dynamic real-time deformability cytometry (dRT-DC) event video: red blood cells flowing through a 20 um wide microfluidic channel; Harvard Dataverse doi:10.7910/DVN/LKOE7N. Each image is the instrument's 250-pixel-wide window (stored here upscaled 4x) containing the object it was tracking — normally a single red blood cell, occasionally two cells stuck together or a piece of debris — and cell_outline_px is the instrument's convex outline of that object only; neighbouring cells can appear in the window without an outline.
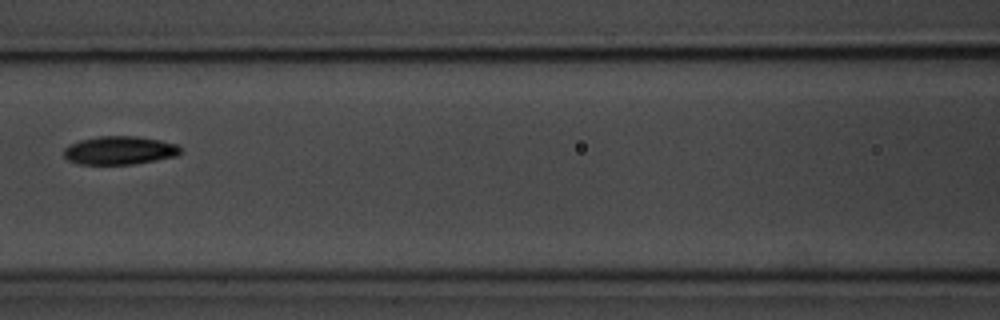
{"species": "common noctule bat (a hibernating species)", "species_latin": "Nyctalus noctula", "temperature_condition": "room temperature", "stored_images_in_passage": 5, "camera_frame_rate_fps": 3000, "um_per_image_px": 0.085, "animal": {"sex": "male", "body_mass_g": 20.1, "forearm_length_mm": 53.5}, "frame": {"image": 1, "passage_image": 5, "time_ms": 4.333, "image_size_px": [1000, 320], "cell_outline_px": [[180, 152], [176, 156], [156, 160], [132, 164], [76, 164], [68, 160], [64, 156], [64, 148], [80, 140], [96, 136], [136, 136], [160, 140], [176, 144], [180, 148]], "centroid_in_image_um": [10.14, 12.78], "position_along_channel_um": 156.5, "area_um2": 19.19}}